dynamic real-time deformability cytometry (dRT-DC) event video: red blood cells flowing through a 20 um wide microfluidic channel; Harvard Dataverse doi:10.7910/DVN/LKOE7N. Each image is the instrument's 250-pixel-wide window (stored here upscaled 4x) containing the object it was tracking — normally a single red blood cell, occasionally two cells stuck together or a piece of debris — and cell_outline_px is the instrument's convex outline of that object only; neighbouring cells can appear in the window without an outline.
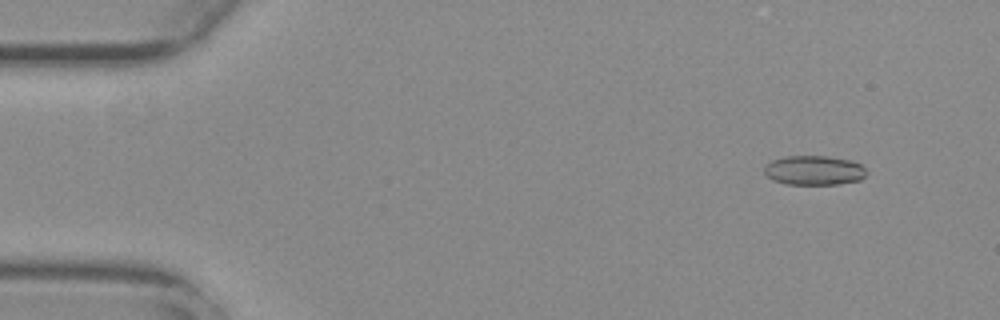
{"species": "common noctule bat (a hibernating species)", "species_latin": "Nyctalus noctula", "temperature_condition": "warm", "stored_images_in_passage": 53, "camera_frame_rate_fps": 3000, "um_per_image_px": 0.085, "animal": {"sex": "female", "body_mass_g": 29.2, "forearm_length_mm": 56.3}, "frame": {"image": 1, "passage_image": 3, "time_ms": 0.667, "image_size_px": [1000, 320], "cell_outline_px": [[868, 172], [860, 180], [840, 184], [788, 184], [772, 180], [764, 172], [764, 168], [772, 160], [788, 156], [828, 156], [848, 160], [860, 164]], "centroid_in_image_um": [69.21, 14.48], "position_along_channel_um": 15.8, "area_um2": 17.4}}
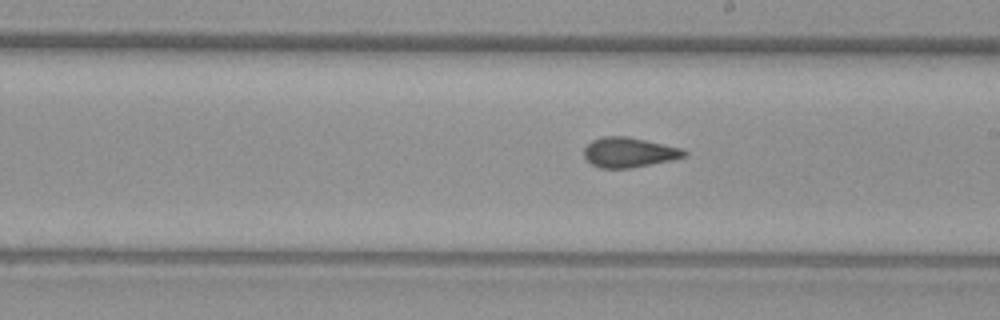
{"frame": {"image": 2, "passage_image": 29, "time_ms": 9.333, "image_size_px": [1000, 320], "cell_outline_px": [[688, 152], [684, 156], [672, 160], [632, 168], [600, 168], [592, 164], [584, 156], [584, 148], [592, 140], [604, 136], [628, 136], [684, 148]], "centroid_in_image_um": [53.49, 12.94], "position_along_channel_um": 235.5, "area_um2": 17.57}}
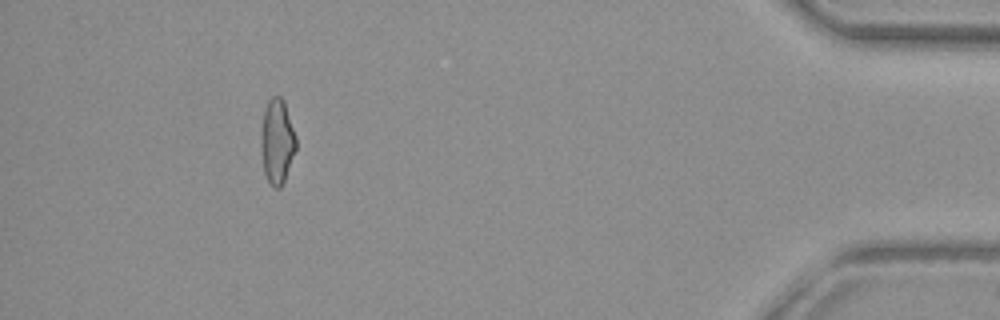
{"frame": {"image": 3, "passage_image": 48, "time_ms": 15.667, "image_size_px": [1000, 320], "cell_outline_px": [[296, 148], [284, 180], [280, 188], [276, 188], [268, 180], [264, 172], [260, 136], [260, 132], [264, 112], [268, 100], [272, 96], [280, 96], [284, 100], [296, 136]], "centroid_in_image_um": [23.55, 11.97], "position_along_channel_um": 411.7, "area_um2": 17.11}, "authors_computed_cell_mechanics": {"area_um2": 17.6868, "velocity_mm_per_s": 3.7952, "shape_relaxation_time_tau1_ms": null, "shape_relaxation_time_tau2_ms": 1.1171, "deformation_change_tau1": null, "deformation_change_tau2": 0.0537}}